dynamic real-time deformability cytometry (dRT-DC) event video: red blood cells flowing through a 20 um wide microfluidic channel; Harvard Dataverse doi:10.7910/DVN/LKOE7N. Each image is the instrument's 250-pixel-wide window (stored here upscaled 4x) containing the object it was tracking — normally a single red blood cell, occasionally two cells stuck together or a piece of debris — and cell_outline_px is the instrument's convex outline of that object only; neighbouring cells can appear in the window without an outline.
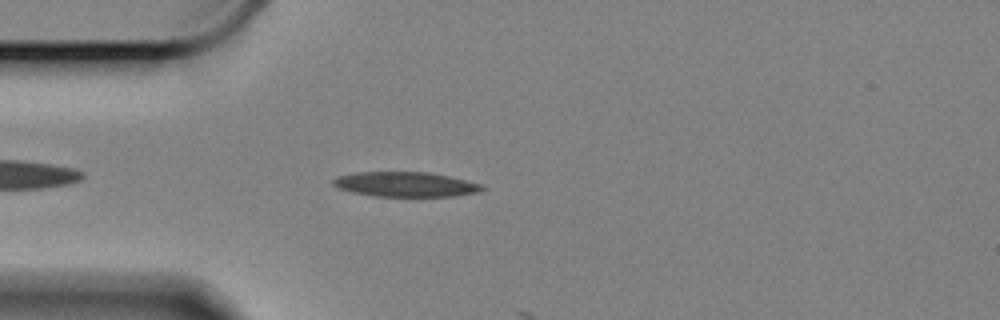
{"species": "Egyptian fruit bat (a non-hibernating species)", "species_latin": "Rousettus aegyptiacus", "temperature_condition": "cold", "stored_images_in_passage": 5, "camera_frame_rate_fps": 3000, "um_per_image_px": 0.085, "animal": {"sex": "female"}, "frame": {"image": 1, "passage_image": 4, "time_ms": 1.0, "image_size_px": [1000, 320], "cell_outline_px": [[484, 188], [476, 192], [452, 196], [376, 196], [352, 192], [336, 188], [332, 184], [332, 180], [336, 176], [356, 172], [428, 172], [448, 176], [480, 184]], "centroid_in_image_um": [34.36, 15.66], "position_along_channel_um": 50.6, "area_um2": 21.33}}